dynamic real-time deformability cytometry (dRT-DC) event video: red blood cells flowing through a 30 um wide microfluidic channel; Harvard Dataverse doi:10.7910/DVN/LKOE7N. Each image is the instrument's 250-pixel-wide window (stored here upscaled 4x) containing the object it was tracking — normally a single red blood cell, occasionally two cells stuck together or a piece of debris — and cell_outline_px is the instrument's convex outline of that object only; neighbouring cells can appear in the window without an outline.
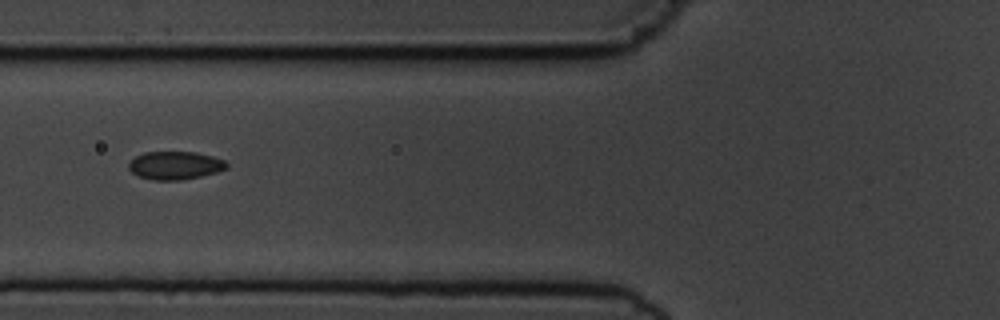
{"species": "common noctule bat (a hibernating species)", "species_latin": "Nyctalus noctula", "temperature_condition": "cold", "stored_images_in_passage": 12, "camera_frame_rate_fps": 3000, "um_per_image_px": 0.085, "animal": {"sex": "male", "body_mass_g": 19.5, "forearm_length_mm": 54.6}, "frame": {"image": 1, "passage_image": 3, "time_ms": 3.333, "image_size_px": [1000, 320], "cell_outline_px": [[228, 168], [216, 172], [200, 176], [180, 180], [152, 180], [136, 176], [128, 168], [128, 164], [136, 156], [144, 152], [196, 152], [212, 156], [224, 160], [228, 164]], "centroid_in_image_um": [14.87, 14.06], "position_along_channel_um": 110.9, "area_um2": 16.07}}
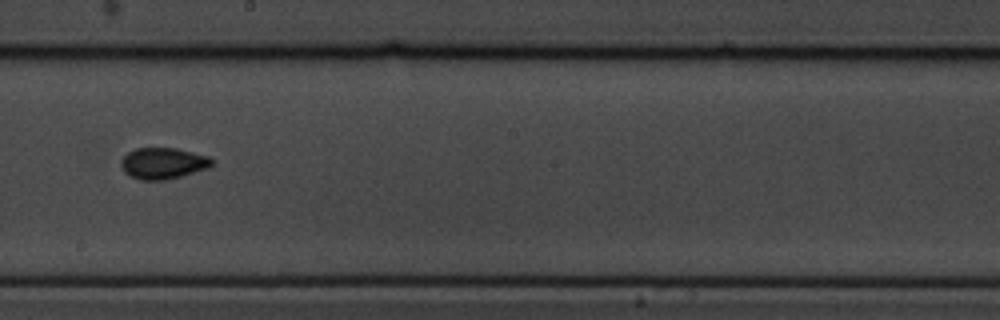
{"frame": {"image": 2, "passage_image": 6, "time_ms": 6.667, "image_size_px": [1000, 320], "cell_outline_px": [[216, 164], [208, 168], [180, 176], [164, 180], [140, 180], [128, 176], [124, 172], [120, 164], [120, 160], [128, 152], [136, 148], [176, 148], [208, 156]], "centroid_in_image_um": [13.84, 13.88], "position_along_channel_um": 234.4, "area_um2": 16.65}}
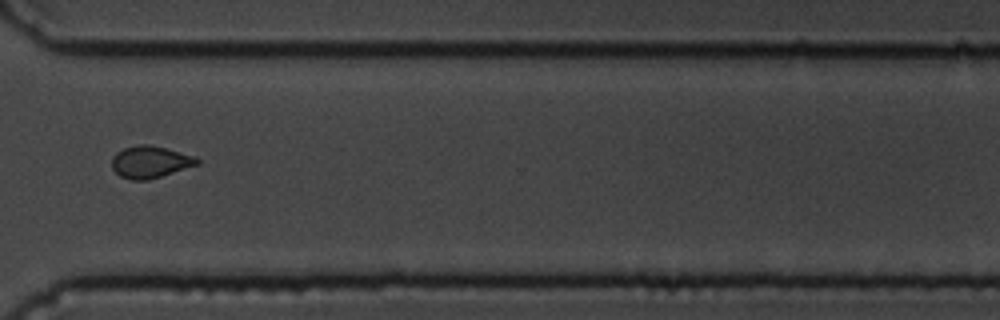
{"frame": {"image": 3, "passage_image": 9, "time_ms": 10.0, "image_size_px": [1000, 320], "cell_outline_px": [[200, 164], [148, 180], [132, 180], [120, 176], [112, 168], [112, 156], [116, 152], [124, 148], [140, 144], [148, 144], [196, 156], [200, 160]], "centroid_in_image_um": [12.77, 13.76], "position_along_channel_um": 357.8, "area_um2": 15.9}, "authors_computed_cell_mechanics": {"area_um2": 16.0973, "velocity_mm_per_s": 3.7119, "shape_relaxation_time_tau1_ms": 8.7516, "shape_relaxation_time_tau2_ms": 1.2445, "deformation_change_tau1": 0.1111, "deformation_change_tau2": 0.0523}}